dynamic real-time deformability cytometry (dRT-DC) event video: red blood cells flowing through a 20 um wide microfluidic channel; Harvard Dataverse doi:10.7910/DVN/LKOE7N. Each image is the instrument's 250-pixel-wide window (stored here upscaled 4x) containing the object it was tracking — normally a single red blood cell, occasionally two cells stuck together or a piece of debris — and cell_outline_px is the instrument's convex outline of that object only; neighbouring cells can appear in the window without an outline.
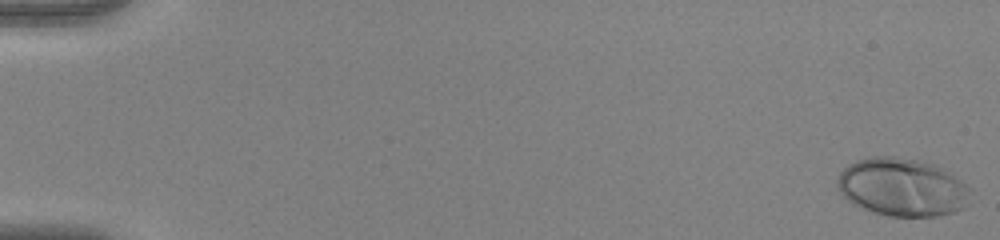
{"species": "human", "species_latin": "Homo sapiens", "temperature_condition": "warm", "stored_images_in_passage": 54, "camera_frame_rate_fps": 3000, "um_per_image_px": 0.085, "donor": {"sex": "female"}, "frame": {"image": 1, "passage_image": 1, "time_ms": 0.0, "image_size_px": [1000, 240], "cell_outline_px": [[972, 188], [964, 208], [956, 212], [940, 216], [888, 216], [872, 212], [860, 208], [852, 204], [836, 188], [836, 180], [840, 172], [848, 164], [856, 160], [872, 156], [896, 156], [920, 160], [936, 164], [952, 172], [968, 184]], "centroid_in_image_um": [76.71, 15.9], "position_along_channel_um": 8.3, "area_um2": 46.01}}
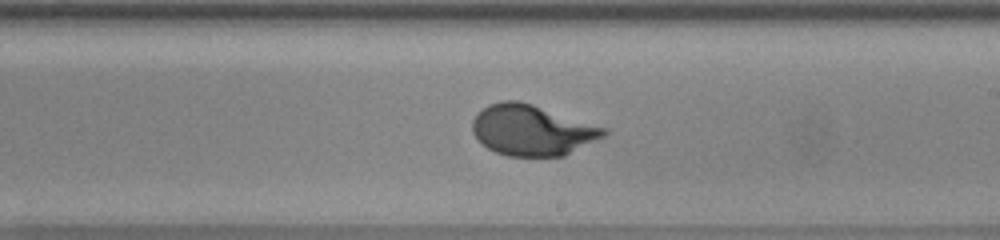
{"frame": {"image": 2, "passage_image": 33, "time_ms": 10.667, "image_size_px": [1000, 240], "cell_outline_px": [[608, 132], [604, 136], [564, 156], [508, 156], [496, 152], [488, 148], [472, 132], [472, 120], [488, 104], [500, 100], [516, 100], [532, 104], [608, 128]], "centroid_in_image_um": [45.24, 11.06], "position_along_channel_um": 243.8, "area_um2": 38.55}}
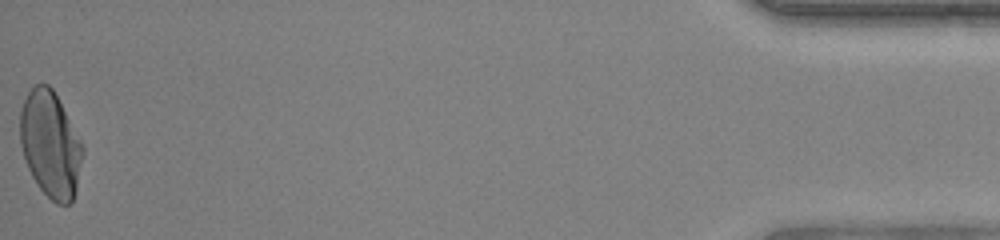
{"frame": {"image": 3, "passage_image": 54, "time_ms": 17.667, "image_size_px": [1000, 240], "cell_outline_px": [[84, 152], [76, 188], [72, 204], [56, 204], [40, 188], [32, 176], [28, 168], [20, 144], [20, 108], [28, 92], [36, 84], [48, 84], [52, 88], [84, 144]], "centroid_in_image_um": [4.3, 12.27], "position_along_channel_um": 430.9, "area_um2": 38.78}, "authors_computed_cell_mechanics": {"area_um2": 38.3214, "velocity_mm_per_s": 3.9215, "shape_relaxation_time_tau1_ms": 3.7175, "shape_relaxation_time_tau2_ms": null, "deformation_change_tau1": 0.2152, "deformation_change_tau2": null}}